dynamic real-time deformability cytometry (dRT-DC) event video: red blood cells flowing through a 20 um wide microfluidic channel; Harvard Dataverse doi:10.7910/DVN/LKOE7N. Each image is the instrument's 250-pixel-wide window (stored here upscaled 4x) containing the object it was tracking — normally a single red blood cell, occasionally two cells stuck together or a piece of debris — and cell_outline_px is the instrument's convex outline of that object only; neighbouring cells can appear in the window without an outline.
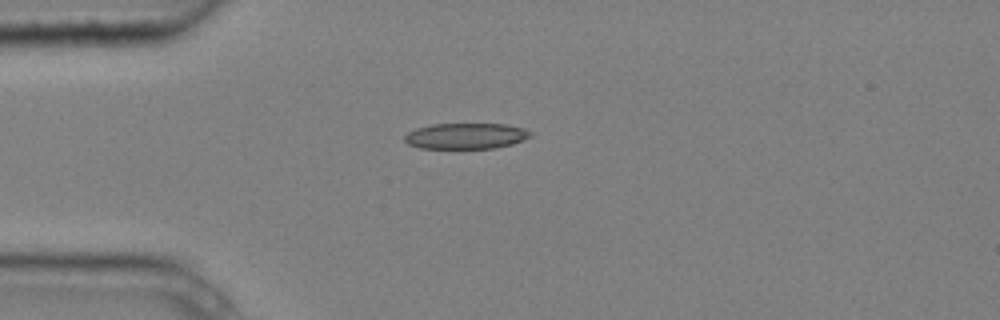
{"species": "common noctule bat (a hibernating species)", "species_latin": "Nyctalus noctula", "temperature_condition": "cold", "stored_images_in_passage": 3, "camera_frame_rate_fps": 3000, "um_per_image_px": 0.085, "animal": {"sex": "male", "body_mass_g": 20.4}, "frame": {"image": 1, "passage_image": 2, "time_ms": 0.333, "image_size_px": [1000, 320], "cell_outline_px": [[532, 136], [524, 140], [512, 144], [496, 148], [420, 148], [408, 144], [404, 140], [404, 136], [408, 132], [416, 128], [432, 124], [504, 124], [524, 128], [532, 132]], "centroid_in_image_um": [39.62, 11.56], "position_along_channel_um": 45.4, "area_um2": 19.02}}